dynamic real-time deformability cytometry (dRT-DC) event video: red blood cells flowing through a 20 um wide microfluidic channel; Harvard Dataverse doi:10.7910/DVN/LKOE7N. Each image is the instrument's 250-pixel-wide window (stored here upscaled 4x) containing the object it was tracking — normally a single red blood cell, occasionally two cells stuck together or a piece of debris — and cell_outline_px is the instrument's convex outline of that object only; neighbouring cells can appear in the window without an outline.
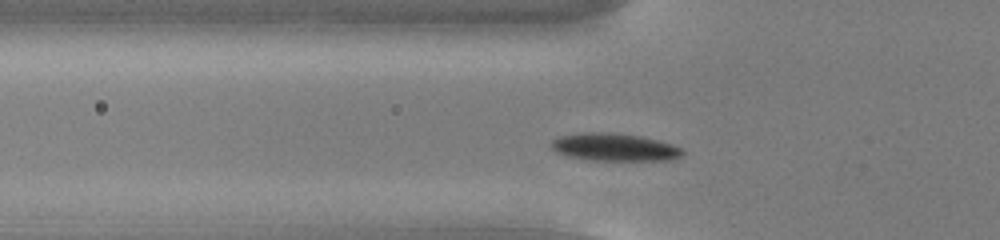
{"species": "common noctule bat (a hibernating species)", "species_latin": "Nyctalus noctula", "temperature_condition": "cold", "stored_images_in_passage": 37, "camera_frame_rate_fps": 3000, "um_per_image_px": 0.085, "animal": {"sex": "male", "body_mass_g": 13.0, "forearm_length_mm": 53.1}, "frame": {"image": 1, "passage_image": 8, "time_ms": 2.333, "image_size_px": [1000, 240], "cell_outline_px": [[684, 156], [672, 160], [588, 160], [568, 156], [556, 152], [548, 144], [552, 140], [560, 136], [580, 132], [608, 132], [640, 136], [672, 144], [680, 148], [684, 152]], "centroid_in_image_um": [52.2, 12.51], "position_along_channel_um": 73.6, "area_um2": 21.27}}
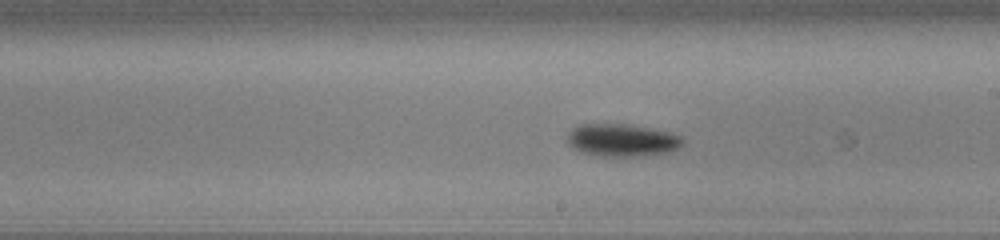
{"frame": {"image": 2, "passage_image": 21, "time_ms": 6.667, "image_size_px": [1000, 240], "cell_outline_px": [[684, 144], [680, 148], [672, 152], [636, 156], [596, 156], [580, 152], [572, 148], [564, 140], [568, 132], [572, 128], [580, 124], [632, 124], [652, 128], [668, 132], [680, 136], [684, 140]], "centroid_in_image_um": [52.84, 11.91], "position_along_channel_um": 236.2, "area_um2": 22.43}}
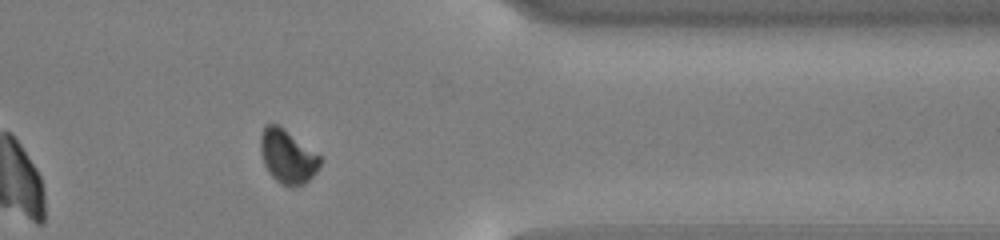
{"frame": {"image": 3, "passage_image": 34, "time_ms": 11.0, "image_size_px": [1000, 240], "cell_outline_px": [[320, 164], [316, 172], [304, 184], [292, 188], [280, 184], [268, 172], [264, 164], [260, 148], [260, 136], [264, 124], [280, 124], [320, 156]], "centroid_in_image_um": [24.41, 13.29], "position_along_channel_um": 387.0, "area_um2": 18.79}, "authors_computed_cell_mechanics": {"area_um2": 21.2704, "velocity_mm_per_s": 3.7616, "shape_relaxation_time_tau1_ms": 1.9121, "shape_relaxation_time_tau2_ms": null, "deformation_change_tau1": 0.072, "deformation_change_tau2": null}}